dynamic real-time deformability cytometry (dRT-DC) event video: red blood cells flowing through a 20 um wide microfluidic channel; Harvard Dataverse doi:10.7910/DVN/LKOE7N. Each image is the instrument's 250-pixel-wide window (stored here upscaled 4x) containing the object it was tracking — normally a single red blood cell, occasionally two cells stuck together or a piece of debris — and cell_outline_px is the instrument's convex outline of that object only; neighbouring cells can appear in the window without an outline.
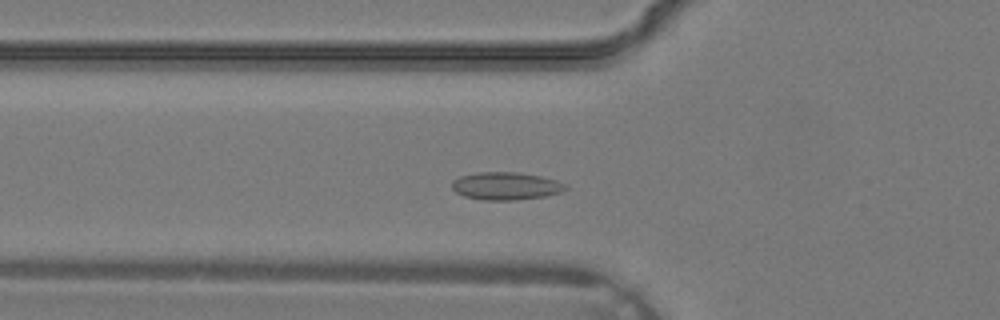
{"species": "common noctule bat (a hibernating species)", "species_latin": "Nyctalus noctula", "temperature_condition": "warm", "stored_images_in_passage": 30, "camera_frame_rate_fps": 3000, "um_per_image_px": 0.085, "animal": {"sex": "male", "body_mass_g": 19.2, "forearm_length_mm": 51.8}, "frame": {"image": 1, "passage_image": 9, "time_ms": 2.667, "image_size_px": [1000, 320], "cell_outline_px": [[568, 188], [560, 192], [544, 196], [516, 200], [484, 200], [464, 196], [456, 192], [452, 188], [452, 180], [460, 176], [476, 172], [516, 172], [540, 176], [556, 180], [564, 184]], "centroid_in_image_um": [42.96, 15.8], "position_along_channel_um": 82.8, "area_um2": 18.26}}
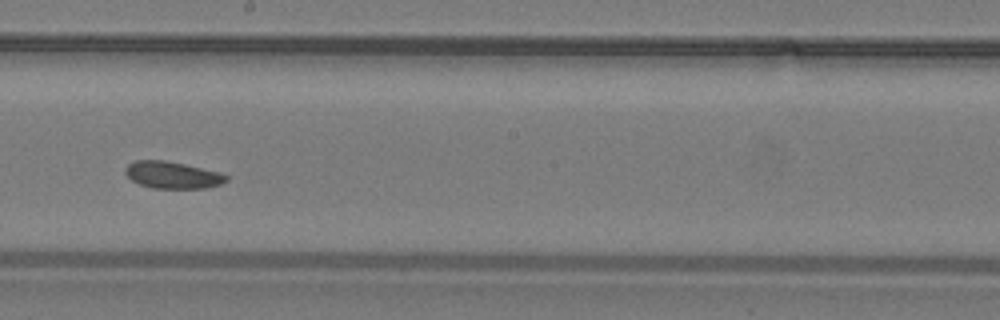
{"frame": {"image": 2, "passage_image": 17, "time_ms": 5.333, "image_size_px": [1000, 320], "cell_outline_px": [[228, 180], [220, 184], [204, 188], [152, 188], [140, 184], [132, 180], [124, 172], [124, 168], [128, 164], [136, 160], [164, 160], [184, 164], [220, 172], [228, 176]], "centroid_in_image_um": [14.65, 14.87], "position_along_channel_um": 233.6, "area_um2": 15.78}}
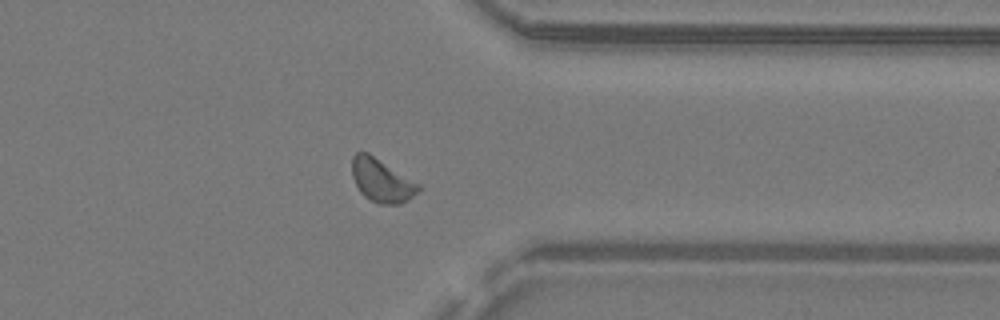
{"frame": {"image": 3, "passage_image": 25, "time_ms": 8.0, "image_size_px": [1000, 320], "cell_outline_px": [[420, 192], [408, 200], [400, 204], [380, 204], [364, 196], [360, 192], [352, 176], [352, 156], [356, 152], [368, 152], [420, 184]], "centroid_in_image_um": [32.45, 15.34], "position_along_channel_um": 378.9, "area_um2": 16.76}}